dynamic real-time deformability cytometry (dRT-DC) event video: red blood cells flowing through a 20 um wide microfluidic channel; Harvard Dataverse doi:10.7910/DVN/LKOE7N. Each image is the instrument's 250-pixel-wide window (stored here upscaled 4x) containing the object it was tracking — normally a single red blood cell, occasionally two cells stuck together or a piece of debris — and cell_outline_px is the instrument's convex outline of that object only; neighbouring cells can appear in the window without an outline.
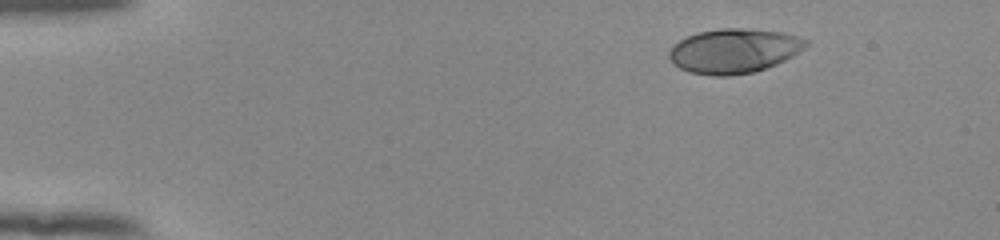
{"species": "human", "species_latin": "Homo sapiens", "temperature_condition": "room temperature", "stored_images_in_passage": 47, "camera_frame_rate_fps": 3000, "um_per_image_px": 0.085, "donor": {"sex": "female"}, "frame": {"image": 1, "passage_image": 1, "time_ms": 0.0, "image_size_px": [1000, 240], "cell_outline_px": [[808, 44], [804, 48], [792, 56], [776, 64], [752, 72], [728, 76], [712, 76], [688, 72], [672, 64], [668, 56], [668, 52], [672, 44], [696, 32], [720, 28], [744, 28], [780, 32], [796, 36], [808, 40]], "centroid_in_image_um": [62.33, 4.32], "position_along_channel_um": 22.7, "area_um2": 35.55}}
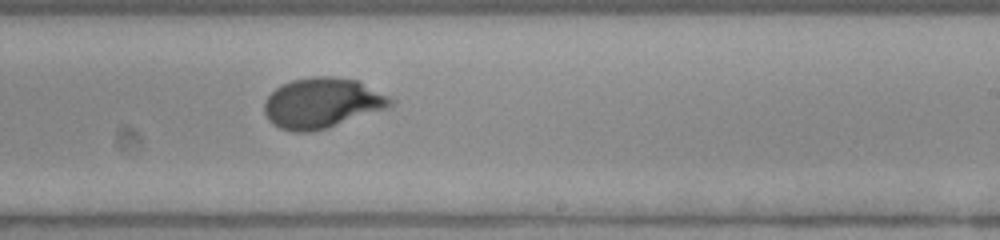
{"frame": {"image": 2, "passage_image": 27, "time_ms": 8.667, "image_size_px": [1000, 240], "cell_outline_px": [[396, 100], [388, 108], [312, 132], [292, 132], [280, 128], [272, 124], [268, 120], [264, 112], [264, 100], [276, 88], [292, 80], [312, 76], [332, 76], [356, 80]], "centroid_in_image_um": [27.34, 8.76], "position_along_channel_um": 261.7, "area_um2": 36.76}}
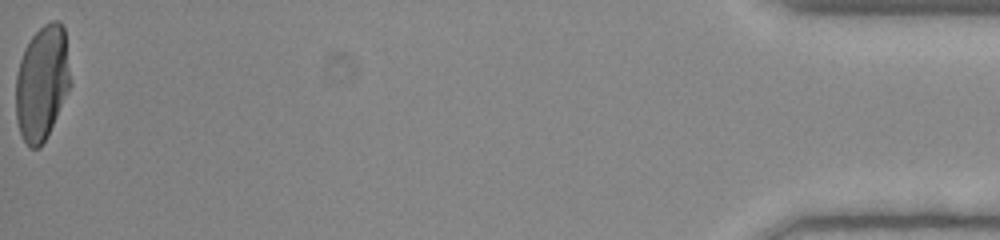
{"frame": {"image": 3, "passage_image": 47, "time_ms": 15.333, "image_size_px": [1000, 240], "cell_outline_px": [[72, 84], [40, 148], [28, 148], [20, 132], [16, 120], [16, 76], [20, 60], [24, 48], [32, 36], [44, 24], [52, 20], [56, 20], [64, 28], [72, 80]], "centroid_in_image_um": [3.58, 7.02], "position_along_channel_um": 431.6, "area_um2": 36.47}, "authors_computed_cell_mechanics": {"area_um2": 36.0672, "velocity_mm_per_s": 3.9026, "shape_relaxation_time_tau1_ms": 4.6177, "shape_relaxation_time_tau2_ms": null, "deformation_change_tau1": 0.2439, "deformation_change_tau2": null}}